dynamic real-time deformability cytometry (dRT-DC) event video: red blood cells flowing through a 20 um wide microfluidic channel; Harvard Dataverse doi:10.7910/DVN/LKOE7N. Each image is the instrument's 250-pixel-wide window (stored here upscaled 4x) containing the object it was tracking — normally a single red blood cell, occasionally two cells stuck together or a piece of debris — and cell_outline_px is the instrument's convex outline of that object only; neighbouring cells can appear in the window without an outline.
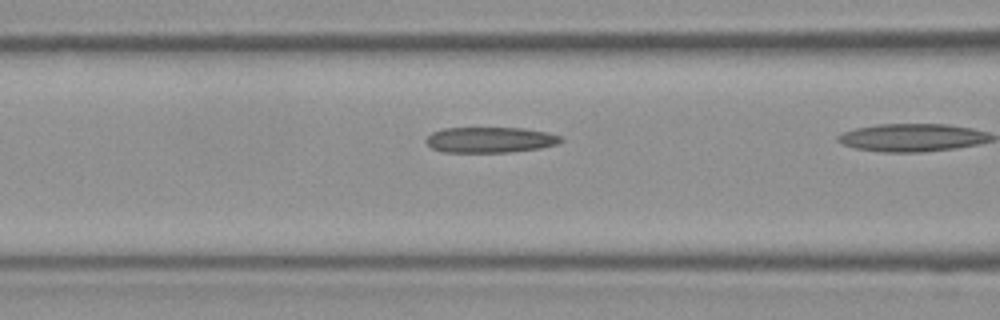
{"species": "Egyptian fruit bat (a non-hibernating species)", "species_latin": "Rousettus aegyptiacus", "temperature_condition": "room temperature", "stored_images_in_passage": 10, "camera_frame_rate_fps": 3000, "um_per_image_px": 0.085, "frame": {"image": 1, "passage_image": 4, "time_ms": 1.0, "image_size_px": [1000, 320], "cell_outline_px": [[564, 140], [560, 144], [540, 148], [508, 152], [444, 152], [432, 148], [424, 140], [432, 132], [444, 128], [524, 128], [548, 132], [564, 136]], "centroid_in_image_um": [41.73, 11.88], "position_along_channel_um": 124.9, "area_um2": 20.35}}
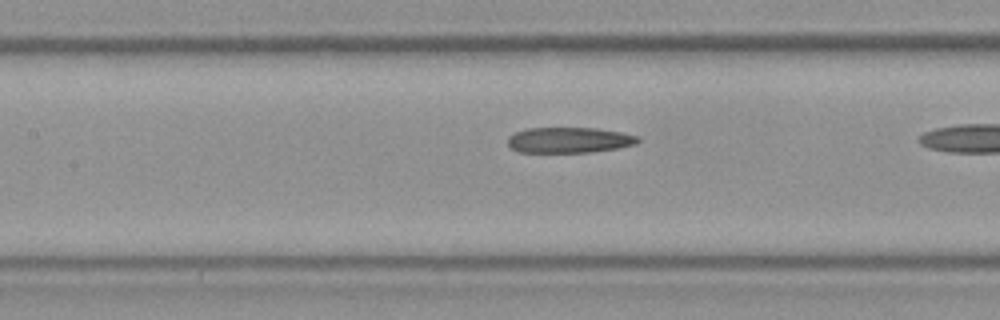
{"frame": {"image": 2, "passage_image": 6, "time_ms": 1.667, "image_size_px": [1000, 320], "cell_outline_px": [[640, 140], [636, 144], [620, 148], [592, 152], [516, 152], [508, 144], [508, 136], [524, 128], [596, 128], [620, 132], [640, 136]], "centroid_in_image_um": [48.39, 11.9], "position_along_channel_um": 159.0, "area_um2": 19.59}}